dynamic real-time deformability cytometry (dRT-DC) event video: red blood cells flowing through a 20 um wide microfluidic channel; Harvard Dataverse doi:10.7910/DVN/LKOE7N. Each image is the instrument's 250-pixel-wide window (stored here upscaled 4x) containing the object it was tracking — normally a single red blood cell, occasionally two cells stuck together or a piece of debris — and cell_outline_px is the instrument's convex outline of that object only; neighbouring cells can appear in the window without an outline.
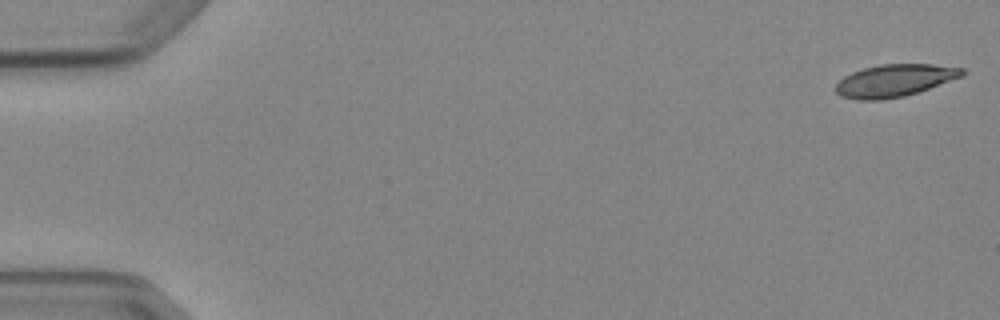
{"species": "Egyptian fruit bat (a non-hibernating species)", "species_latin": "Rousettus aegyptiacus", "temperature_condition": "cold", "stored_images_in_passage": 5, "camera_frame_rate_fps": 3000, "um_per_image_px": 0.085, "animal": {"sex": "female"}, "frame": {"image": 1, "passage_image": 1, "time_ms": 0.0, "image_size_px": [1000, 320], "cell_outline_px": [[964, 76], [904, 96], [880, 100], [856, 100], [840, 96], [836, 92], [836, 84], [844, 76], [852, 72], [864, 68], [880, 64], [932, 64], [964, 68]], "centroid_in_image_um": [76.02, 6.84], "position_along_channel_um": 9.0, "area_um2": 23.76}}
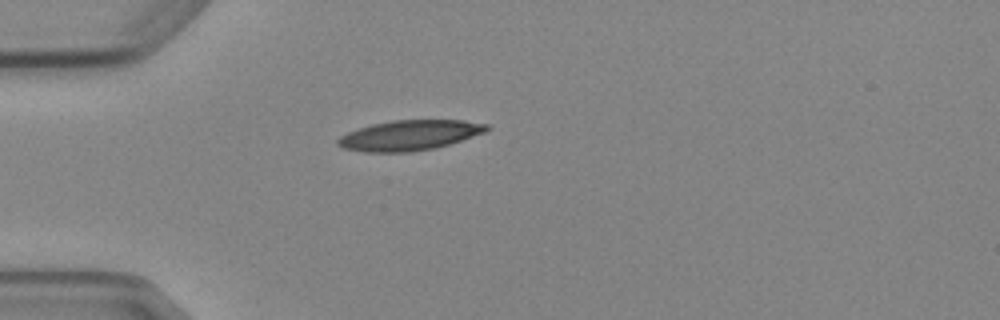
{"frame": {"image": 2, "passage_image": 5, "time_ms": 4.667, "image_size_px": [1000, 320], "cell_outline_px": [[488, 128], [484, 132], [436, 148], [408, 152], [364, 152], [344, 148], [336, 144], [336, 140], [340, 136], [348, 132], [372, 124], [392, 120], [464, 120], [488, 124]], "centroid_in_image_um": [34.77, 11.5], "position_along_channel_um": 50.2, "area_um2": 25.95}}